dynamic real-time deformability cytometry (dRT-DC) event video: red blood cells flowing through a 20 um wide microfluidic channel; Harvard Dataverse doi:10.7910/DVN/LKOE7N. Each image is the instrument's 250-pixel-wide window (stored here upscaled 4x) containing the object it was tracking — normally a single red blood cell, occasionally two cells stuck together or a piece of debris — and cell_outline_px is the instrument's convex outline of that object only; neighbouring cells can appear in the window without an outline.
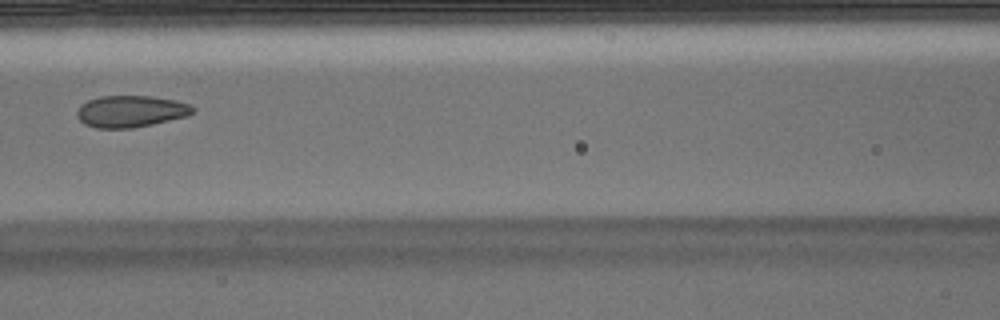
{"species": "Egyptian fruit bat (a non-hibernating species)", "species_latin": "Rousettus aegyptiacus", "temperature_condition": "warm", "stored_images_in_passage": 8, "camera_frame_rate_fps": 3000, "um_per_image_px": 0.085, "animal": {"sex": "male"}, "frame": {"image": 1, "passage_image": 8, "time_ms": 2.333, "image_size_px": [1000, 320], "cell_outline_px": [[196, 108], [188, 116], [152, 124], [132, 128], [96, 128], [84, 124], [76, 116], [76, 112], [80, 104], [88, 100], [100, 96], [152, 96], [176, 100], [192, 104]], "centroid_in_image_um": [11.12, 9.46], "position_along_channel_um": 155.5, "area_um2": 21.62}}